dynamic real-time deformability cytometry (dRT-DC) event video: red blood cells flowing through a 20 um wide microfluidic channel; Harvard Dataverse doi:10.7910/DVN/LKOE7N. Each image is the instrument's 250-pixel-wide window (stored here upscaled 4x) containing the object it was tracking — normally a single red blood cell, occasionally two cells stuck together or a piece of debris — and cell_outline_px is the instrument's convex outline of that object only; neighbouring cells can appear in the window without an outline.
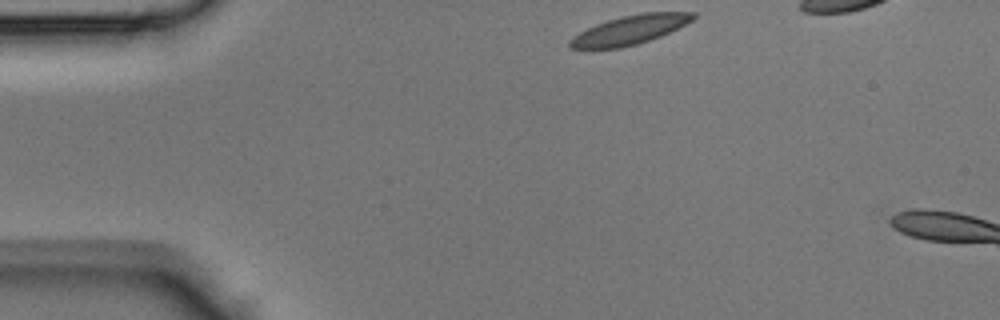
{"species": "Egyptian fruit bat (a non-hibernating species)", "species_latin": "Rousettus aegyptiacus", "temperature_condition": "room temperature", "stored_images_in_passage": 6, "camera_frame_rate_fps": 3000, "um_per_image_px": 0.085, "animal": {"sex": "male"}, "frame": {"image": 1, "passage_image": 1, "time_ms": 0.0, "image_size_px": [1000, 320], "cell_outline_px": [[696, 16], [692, 20], [660, 36], [636, 44], [620, 48], [572, 48], [568, 44], [568, 40], [572, 36], [596, 24], [608, 20], [640, 12], [696, 12]], "centroid_in_image_um": [53.52, 2.53], "position_along_channel_um": 31.5, "area_um2": 20.46}}